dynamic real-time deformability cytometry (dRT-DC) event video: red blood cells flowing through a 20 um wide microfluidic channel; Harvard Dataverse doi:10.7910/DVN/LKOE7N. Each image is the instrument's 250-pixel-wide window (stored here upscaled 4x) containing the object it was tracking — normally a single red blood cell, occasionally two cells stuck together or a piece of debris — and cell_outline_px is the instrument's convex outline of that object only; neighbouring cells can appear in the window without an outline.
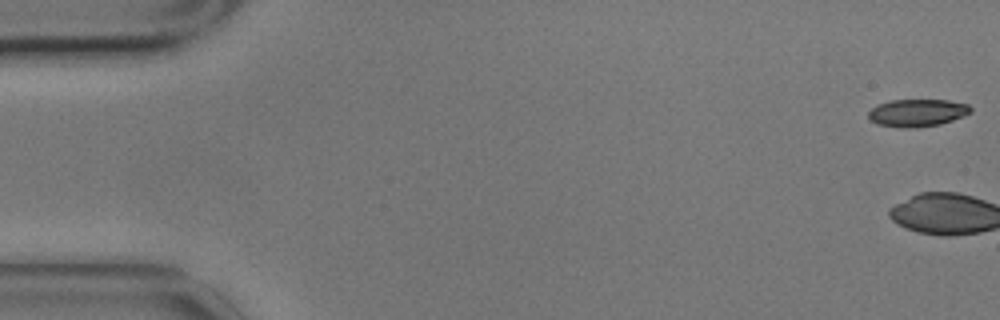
{"species": "common noctule bat (a hibernating species)", "species_latin": "Nyctalus noctula", "temperature_condition": "cold", "stored_images_in_passage": 3, "camera_frame_rate_fps": 3000, "um_per_image_px": 0.085, "animal": {"sex": "male", "body_mass_g": 17.9}, "frame": {"image": 1, "passage_image": 1, "time_ms": 0.0, "image_size_px": [1000, 320], "cell_outline_px": [[972, 112], [964, 116], [940, 124], [916, 128], [900, 128], [876, 124], [868, 116], [868, 112], [876, 104], [888, 100], [948, 100], [968, 104], [972, 108]], "centroid_in_image_um": [77.96, 9.59], "position_along_channel_um": 7.0, "area_um2": 16.59}}